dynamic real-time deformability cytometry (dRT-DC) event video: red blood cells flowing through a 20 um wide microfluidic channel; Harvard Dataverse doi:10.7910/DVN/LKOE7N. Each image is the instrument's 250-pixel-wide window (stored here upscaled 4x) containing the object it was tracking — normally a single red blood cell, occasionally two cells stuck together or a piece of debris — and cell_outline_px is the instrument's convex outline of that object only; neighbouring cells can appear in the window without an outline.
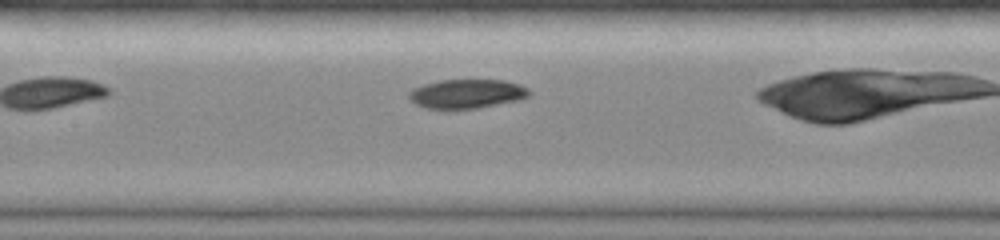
{"species": "common noctule bat (a hibernating species)", "species_latin": "Nyctalus noctula", "temperature_condition": "room temperature", "stored_images_in_passage": 23, "camera_frame_rate_fps": 3000, "um_per_image_px": 0.085, "animal": {"sex": "female", "body_mass_g": 19.0, "forearm_length_mm": 51.5}, "frame": {"image": 1, "passage_image": 7, "time_ms": 2.0, "image_size_px": [1000, 240], "cell_outline_px": [[532, 92], [528, 96], [520, 100], [476, 108], [448, 112], [444, 112], [424, 108], [408, 100], [408, 92], [412, 88], [424, 84], [440, 80], [504, 80], [520, 84], [528, 88]], "centroid_in_image_um": [39.61, 8.01], "position_along_channel_um": 167.8, "area_um2": 21.27}}
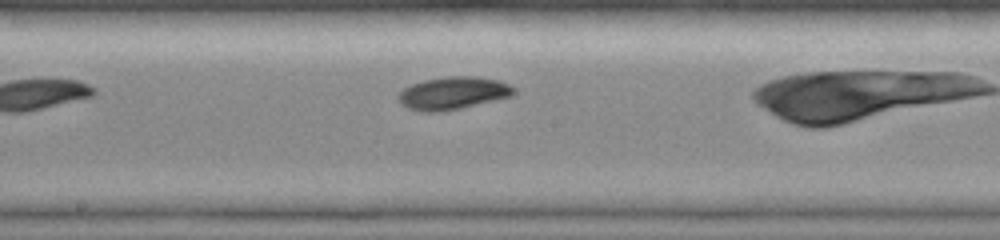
{"frame": {"image": 2, "passage_image": 10, "time_ms": 3.0, "image_size_px": [1000, 240], "cell_outline_px": [[516, 92], [512, 96], [496, 100], [460, 108], [440, 112], [424, 112], [408, 108], [400, 104], [396, 100], [396, 96], [404, 88], [412, 84], [424, 80], [448, 76], [476, 76], [500, 80], [516, 88]], "centroid_in_image_um": [38.5, 7.91], "position_along_channel_um": 209.7, "area_um2": 22.2}}